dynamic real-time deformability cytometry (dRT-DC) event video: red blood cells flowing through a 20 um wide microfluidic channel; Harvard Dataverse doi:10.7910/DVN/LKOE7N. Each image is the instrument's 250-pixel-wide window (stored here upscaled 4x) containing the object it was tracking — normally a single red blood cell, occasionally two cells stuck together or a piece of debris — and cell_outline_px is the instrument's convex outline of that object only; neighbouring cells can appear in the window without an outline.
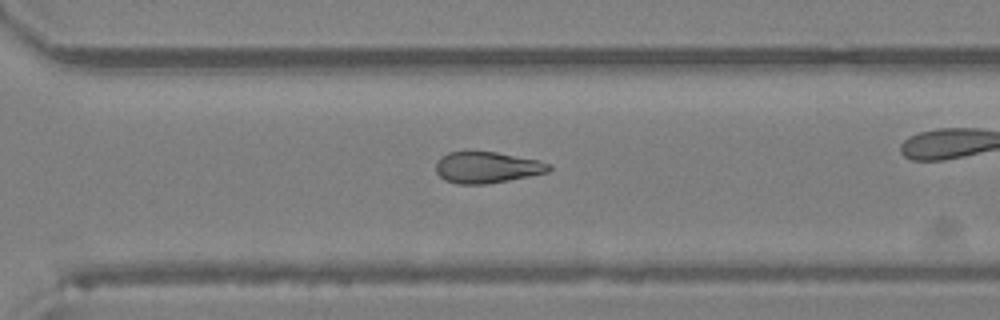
{"species": "Egyptian fruit bat (a non-hibernating species)", "species_latin": "Rousettus aegyptiacus", "temperature_condition": "room temperature", "stored_images_in_passage": 27, "camera_frame_rate_fps": 3000, "um_per_image_px": 0.085, "animal": {"sex": "female"}, "frame": {"image": 1, "passage_image": 23, "time_ms": 7.333, "image_size_px": [1000, 320], "cell_outline_px": [[552, 168], [548, 172], [488, 184], [456, 184], [444, 180], [436, 172], [436, 160], [440, 156], [448, 152], [496, 152], [536, 160], [552, 164]], "centroid_in_image_um": [41.35, 14.24], "position_along_channel_um": 329.2, "area_um2": 20.58}}